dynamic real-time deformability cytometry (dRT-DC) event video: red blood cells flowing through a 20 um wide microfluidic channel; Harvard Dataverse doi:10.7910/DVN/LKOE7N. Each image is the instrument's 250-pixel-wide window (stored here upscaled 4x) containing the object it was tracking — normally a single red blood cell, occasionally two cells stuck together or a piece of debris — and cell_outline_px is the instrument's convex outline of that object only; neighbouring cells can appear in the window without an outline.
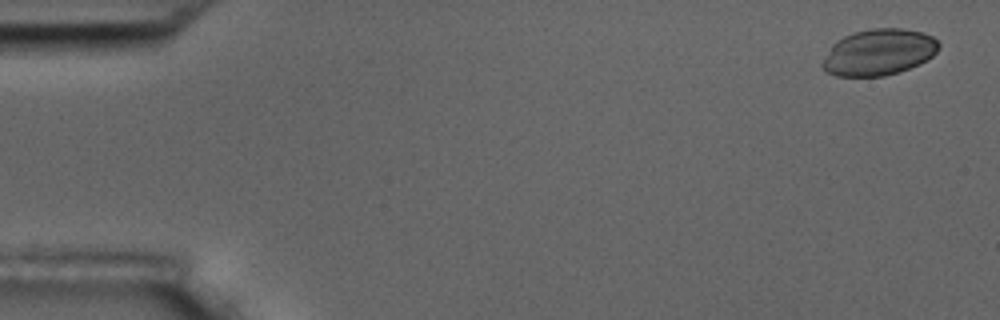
{"species": "common noctule bat (a hibernating species)", "species_latin": "Nyctalus noctula", "temperature_condition": "room temperature", "stored_images_in_passage": 5, "camera_frame_rate_fps": 3000, "um_per_image_px": 0.085, "animal": {"sex": "male", "body_mass_g": 17.5, "forearm_length_mm": 52.3}, "frame": {"image": 1, "passage_image": 1, "time_ms": 0.0, "image_size_px": [1000, 320], "cell_outline_px": [[940, 44], [936, 52], [928, 60], [920, 64], [884, 76], [836, 76], [828, 72], [820, 64], [832, 44], [836, 40], [852, 32], [872, 28], [904, 28], [924, 32], [932, 36]], "centroid_in_image_um": [74.69, 4.42], "position_along_channel_um": 10.3, "area_um2": 31.5}}